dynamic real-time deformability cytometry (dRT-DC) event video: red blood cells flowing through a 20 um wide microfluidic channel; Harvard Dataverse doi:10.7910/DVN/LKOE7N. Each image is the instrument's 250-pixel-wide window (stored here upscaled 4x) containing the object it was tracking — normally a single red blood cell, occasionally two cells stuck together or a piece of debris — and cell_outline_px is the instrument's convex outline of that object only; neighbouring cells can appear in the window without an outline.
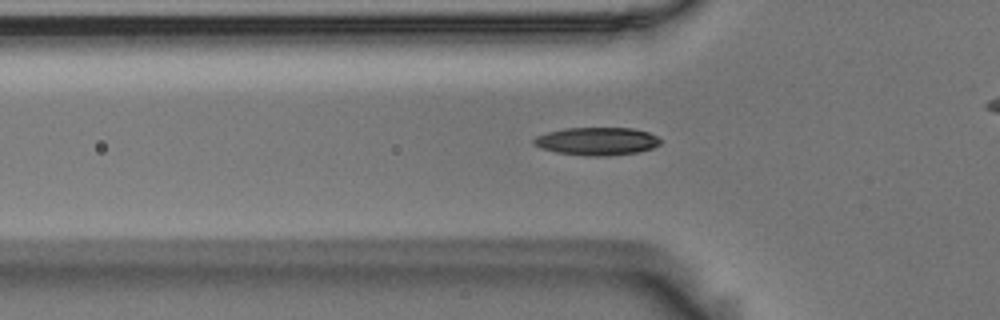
{"species": "Egyptian fruit bat (a non-hibernating species)", "species_latin": "Rousettus aegyptiacus", "temperature_condition": "room temperature", "stored_images_in_passage": 47, "camera_frame_rate_fps": 3000, "um_per_image_px": 0.085, "animal": {"sex": "male"}, "frame": {"image": 1, "passage_image": 17, "time_ms": 5.333, "image_size_px": [1000, 320], "cell_outline_px": [[660, 144], [652, 148], [636, 152], [608, 156], [588, 156], [556, 152], [540, 148], [532, 144], [532, 140], [536, 136], [548, 132], [564, 128], [632, 128], [648, 132], [656, 136], [660, 140]], "centroid_in_image_um": [50.7, 12.0], "position_along_channel_um": 75.1, "area_um2": 20.58}}
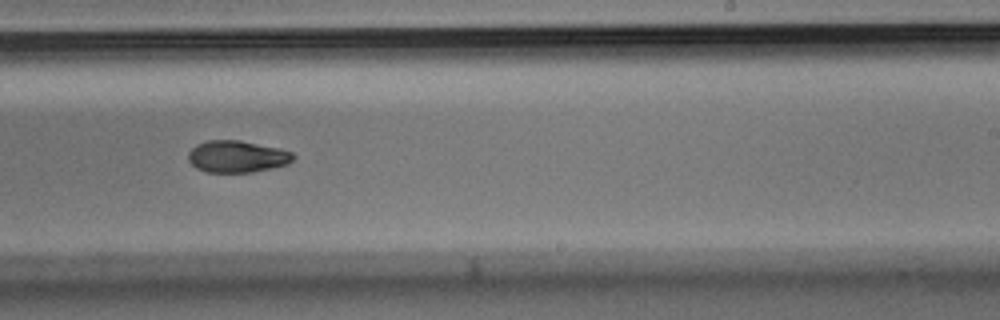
{"frame": {"image": 2, "passage_image": 33, "time_ms": 10.667, "image_size_px": [1000, 320], "cell_outline_px": [[296, 156], [288, 164], [272, 168], [252, 172], [208, 172], [196, 168], [188, 160], [188, 152], [196, 144], [208, 140], [240, 140], [280, 148], [292, 152]], "centroid_in_image_um": [20.16, 13.3], "position_along_channel_um": 268.8, "area_um2": 19.59}}
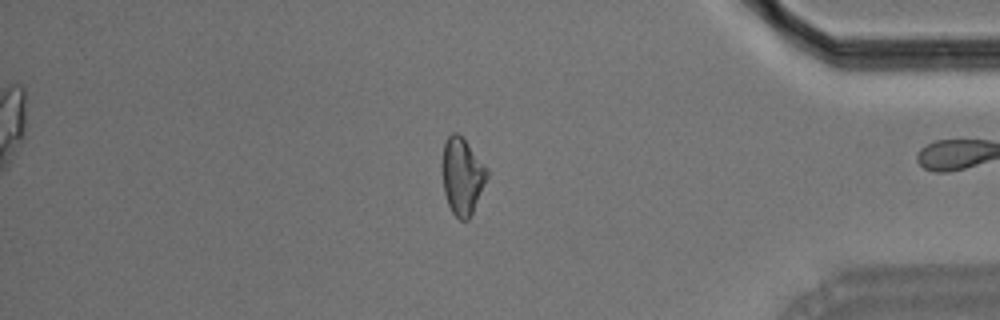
{"frame": {"image": 3, "passage_image": 46, "time_ms": 15.0, "image_size_px": [1000, 320], "cell_outline_px": [[488, 176], [472, 212], [468, 220], [460, 220], [452, 212], [448, 204], [444, 192], [440, 164], [444, 144], [448, 136], [452, 132], [456, 132], [464, 140], [488, 168]], "centroid_in_image_um": [39.25, 14.96], "position_along_channel_um": 395.9, "area_um2": 20.0}, "authors_computed_cell_mechanics": {"area_um2": 19.8254, "velocity_mm_per_s": 3.62, "shape_relaxation_time_tau1_ms": 4.1064, "shape_relaxation_time_tau2_ms": 9.0144, "deformation_change_tau1": 0.1204, "deformation_change_tau2": 0.1417}}